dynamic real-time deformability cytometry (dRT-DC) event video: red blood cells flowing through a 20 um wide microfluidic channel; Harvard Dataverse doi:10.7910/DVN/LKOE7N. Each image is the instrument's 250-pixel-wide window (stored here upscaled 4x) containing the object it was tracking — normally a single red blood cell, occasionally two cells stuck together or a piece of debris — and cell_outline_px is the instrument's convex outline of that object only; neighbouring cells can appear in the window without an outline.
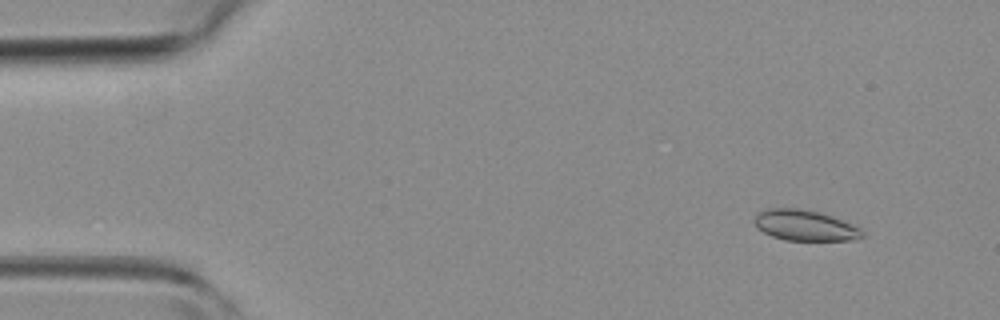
{"species": "common noctule bat (a hibernating species)", "species_latin": "Nyctalus noctula", "temperature_condition": "room temperature", "stored_images_in_passage": 3, "camera_frame_rate_fps": 3000, "um_per_image_px": 0.085, "animal": {"sex": "female", "body_mass_g": 19.3, "forearm_length_mm": 54.1}, "frame": {"image": 1, "passage_image": 1, "time_ms": 0.0, "image_size_px": [1000, 320], "cell_outline_px": [[864, 236], [856, 240], [784, 240], [772, 236], [756, 228], [752, 220], [756, 212], [768, 208], [800, 208], [820, 212], [832, 216], [852, 224], [860, 228], [864, 232]], "centroid_in_image_um": [68.38, 19.15], "position_along_channel_um": 16.6, "area_um2": 19.59}}